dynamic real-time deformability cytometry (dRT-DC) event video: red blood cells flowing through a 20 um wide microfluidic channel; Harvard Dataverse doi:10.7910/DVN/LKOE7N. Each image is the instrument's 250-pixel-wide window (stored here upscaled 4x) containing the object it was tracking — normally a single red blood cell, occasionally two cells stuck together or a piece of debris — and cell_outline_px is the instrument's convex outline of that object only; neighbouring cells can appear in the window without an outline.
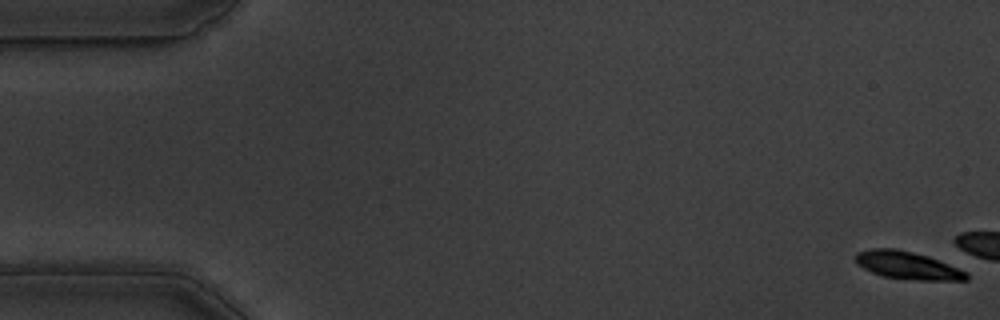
{"species": "common noctule bat (a hibernating species)", "species_latin": "Nyctalus noctula", "temperature_condition": "warm", "stored_images_in_passage": 5, "camera_frame_rate_fps": 3000, "um_per_image_px": 0.085, "animal": {"sex": "male", "body_mass_g": 19.5, "forearm_length_mm": 54.6}, "frame": {"image": 1, "passage_image": 1, "time_ms": 0.0, "image_size_px": [1000, 320], "cell_outline_px": [[968, 280], [920, 280], [884, 276], [872, 272], [856, 264], [856, 252], [872, 248], [896, 248], [928, 256], [968, 272]], "centroid_in_image_um": [77.13, 22.54], "position_along_channel_um": 7.9, "area_um2": 17.69}}